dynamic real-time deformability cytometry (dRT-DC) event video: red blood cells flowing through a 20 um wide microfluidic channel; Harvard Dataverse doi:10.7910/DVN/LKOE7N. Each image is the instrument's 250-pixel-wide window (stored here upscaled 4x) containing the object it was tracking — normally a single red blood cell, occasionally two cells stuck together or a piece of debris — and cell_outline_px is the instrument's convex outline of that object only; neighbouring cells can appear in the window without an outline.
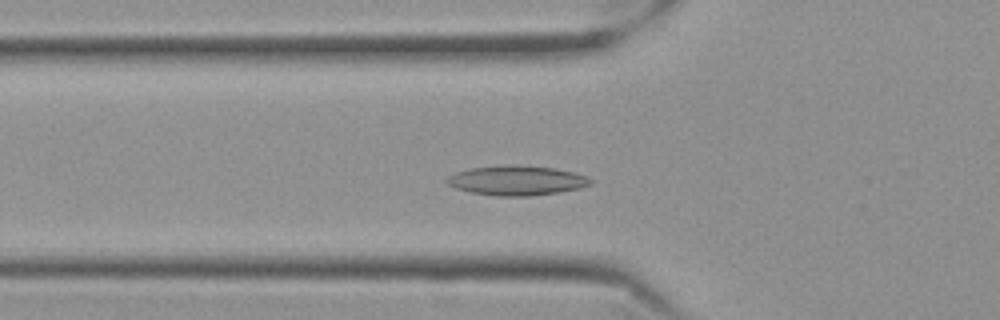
{"species": "Egyptian fruit bat (a non-hibernating species)", "species_latin": "Rousettus aegyptiacus", "temperature_condition": "cold", "stored_images_in_passage": 47, "camera_frame_rate_fps": 3000, "um_per_image_px": 0.085, "frame": {"image": 1, "passage_image": 13, "time_ms": 4.0, "image_size_px": [1000, 320], "cell_outline_px": [[592, 184], [580, 188], [560, 192], [532, 196], [496, 196], [472, 192], [456, 188], [448, 184], [444, 180], [448, 176], [456, 172], [472, 168], [556, 168], [576, 172], [588, 176], [592, 180]], "centroid_in_image_um": [43.99, 15.39], "position_along_channel_um": 81.8, "area_um2": 23.81}}
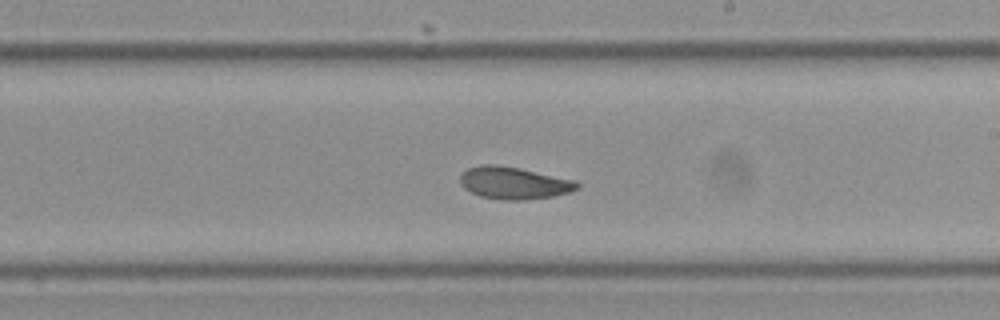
{"frame": {"image": 2, "passage_image": 27, "time_ms": 8.667, "image_size_px": [1000, 320], "cell_outline_px": [[580, 188], [568, 192], [552, 196], [524, 200], [500, 200], [480, 196], [464, 188], [460, 184], [460, 176], [468, 168], [484, 164], [496, 164], [520, 168], [576, 180], [580, 184]], "centroid_in_image_um": [43.69, 15.55], "position_along_channel_um": 245.3, "area_um2": 22.02}}
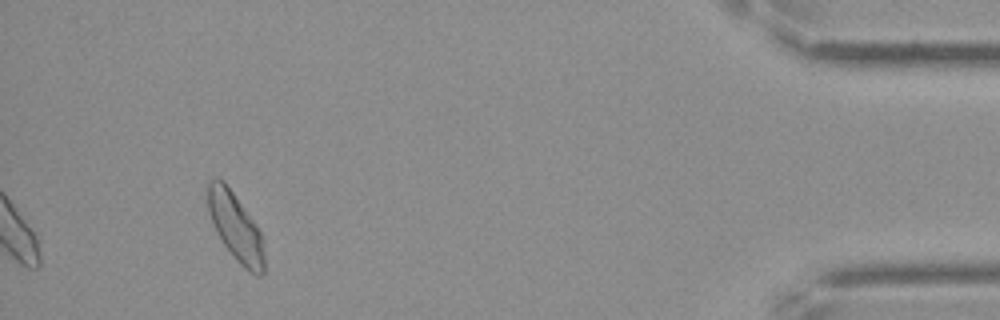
{"frame": {"image": 3, "passage_image": 47, "time_ms": 15.333, "image_size_px": [1000, 320], "cell_outline_px": [[264, 272], [260, 276], [256, 276], [248, 272], [236, 260], [224, 244], [216, 232], [212, 224], [208, 212], [208, 180], [216, 176], [224, 180], [256, 224], [264, 240]], "centroid_in_image_um": [20.03, 19.29], "position_along_channel_um": 415.2, "area_um2": 22.6}, "authors_computed_cell_mechanics": {"area_um2": 21.964, "velocity_mm_per_s": 3.4885, "shape_relaxation_time_tau1_ms": 3.5194, "shape_relaxation_time_tau2_ms": 2.6558, "deformation_change_tau1": 0.1162, "deformation_change_tau2": 0.0646}}